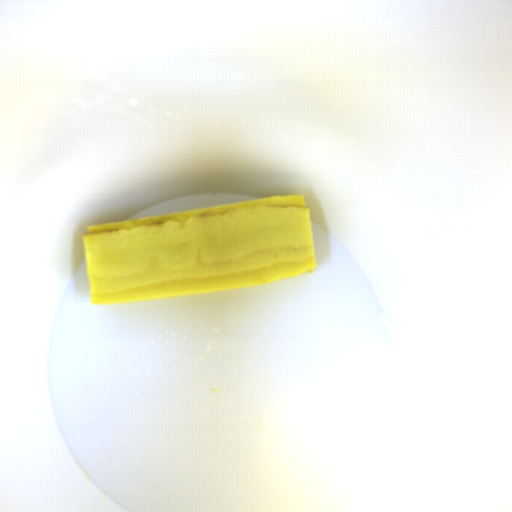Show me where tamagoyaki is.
Instances as JSON below:
<instances>
[{"label": "tamagoyaki", "mask_w": 512, "mask_h": 512, "mask_svg": "<svg viewBox=\"0 0 512 512\" xmlns=\"http://www.w3.org/2000/svg\"><path fill=\"white\" fill-rule=\"evenodd\" d=\"M81 241L91 305L213 294L318 265L303 194L90 224Z\"/></svg>", "instance_id": "1"}]
</instances>
